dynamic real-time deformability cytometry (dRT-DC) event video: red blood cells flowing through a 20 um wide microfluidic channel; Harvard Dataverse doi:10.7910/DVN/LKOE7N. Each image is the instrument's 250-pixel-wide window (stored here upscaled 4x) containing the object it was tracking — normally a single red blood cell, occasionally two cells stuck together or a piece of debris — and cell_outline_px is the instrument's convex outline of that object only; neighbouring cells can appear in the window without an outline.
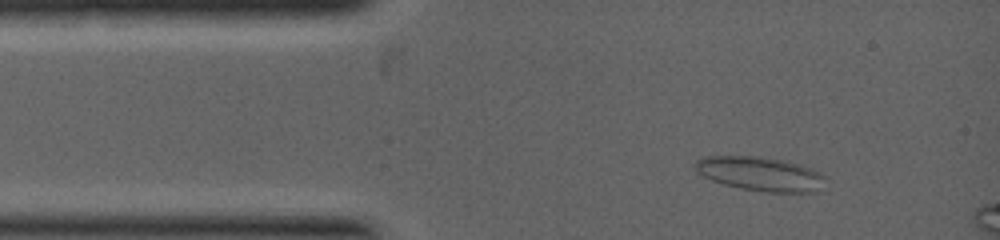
{"species": "common noctule bat (a hibernating species)", "species_latin": "Nyctalus noctula", "temperature_condition": "warm", "stored_images_in_passage": 6, "camera_frame_rate_fps": 5000, "um_per_image_px": 0.085, "animal": {"sex": "female", "body_mass_g": 19.0, "forearm_length_mm": 53.3}, "frame": {"image": 1, "passage_image": 1, "time_ms": 0.0, "image_size_px": [1000, 240], "cell_outline_px": [[824, 176], [816, 192], [768, 192], [740, 188], [724, 184], [712, 180], [696, 172], [692, 164], [696, 160], [704, 156], [752, 156], [784, 160], [800, 164]], "centroid_in_image_um": [64.51, 14.76], "position_along_channel_um": 20.5, "area_um2": 25.49}}
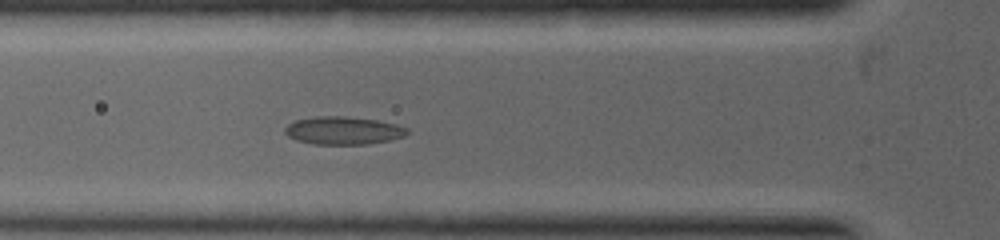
{"frame": {"image": 2, "passage_image": 6, "time_ms": 1.6, "image_size_px": [1000, 240], "cell_outline_px": [[408, 132], [404, 136], [388, 140], [368, 144], [312, 144], [296, 140], [288, 136], [284, 132], [284, 128], [288, 124], [296, 120], [316, 116], [344, 116], [376, 120], [396, 124], [408, 128]], "centroid_in_image_um": [29.15, 11.09], "position_along_channel_um": 96.7, "area_um2": 19.83}}